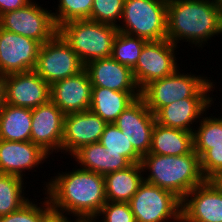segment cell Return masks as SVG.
Segmentation results:
<instances>
[{"label":"cell","instance_id":"7","mask_svg":"<svg viewBox=\"0 0 222 222\" xmlns=\"http://www.w3.org/2000/svg\"><path fill=\"white\" fill-rule=\"evenodd\" d=\"M129 204L136 222H181V200L146 181L140 184Z\"/></svg>","mask_w":222,"mask_h":222},{"label":"cell","instance_id":"26","mask_svg":"<svg viewBox=\"0 0 222 222\" xmlns=\"http://www.w3.org/2000/svg\"><path fill=\"white\" fill-rule=\"evenodd\" d=\"M204 115L193 131V149L199 158L213 146L222 145V116Z\"/></svg>","mask_w":222,"mask_h":222},{"label":"cell","instance_id":"22","mask_svg":"<svg viewBox=\"0 0 222 222\" xmlns=\"http://www.w3.org/2000/svg\"><path fill=\"white\" fill-rule=\"evenodd\" d=\"M105 178V195L108 202H129L144 181L141 163L108 173Z\"/></svg>","mask_w":222,"mask_h":222},{"label":"cell","instance_id":"25","mask_svg":"<svg viewBox=\"0 0 222 222\" xmlns=\"http://www.w3.org/2000/svg\"><path fill=\"white\" fill-rule=\"evenodd\" d=\"M25 178L0 173V217L19 210L29 198L25 197Z\"/></svg>","mask_w":222,"mask_h":222},{"label":"cell","instance_id":"28","mask_svg":"<svg viewBox=\"0 0 222 222\" xmlns=\"http://www.w3.org/2000/svg\"><path fill=\"white\" fill-rule=\"evenodd\" d=\"M147 40L117 32L115 37L111 57L120 64L131 69L136 65L140 57L141 50Z\"/></svg>","mask_w":222,"mask_h":222},{"label":"cell","instance_id":"30","mask_svg":"<svg viewBox=\"0 0 222 222\" xmlns=\"http://www.w3.org/2000/svg\"><path fill=\"white\" fill-rule=\"evenodd\" d=\"M72 156L80 168L105 176L106 151L99 142L80 147Z\"/></svg>","mask_w":222,"mask_h":222},{"label":"cell","instance_id":"27","mask_svg":"<svg viewBox=\"0 0 222 222\" xmlns=\"http://www.w3.org/2000/svg\"><path fill=\"white\" fill-rule=\"evenodd\" d=\"M99 143L105 147L106 152L119 153L131 164L141 163L142 157L134 150L126 136L114 124H107L105 126Z\"/></svg>","mask_w":222,"mask_h":222},{"label":"cell","instance_id":"16","mask_svg":"<svg viewBox=\"0 0 222 222\" xmlns=\"http://www.w3.org/2000/svg\"><path fill=\"white\" fill-rule=\"evenodd\" d=\"M107 123L91 110L64 116L62 153L70 156L80 147L97 143Z\"/></svg>","mask_w":222,"mask_h":222},{"label":"cell","instance_id":"10","mask_svg":"<svg viewBox=\"0 0 222 222\" xmlns=\"http://www.w3.org/2000/svg\"><path fill=\"white\" fill-rule=\"evenodd\" d=\"M177 48L179 47L168 39L147 41L144 44L140 57L132 68L134 80L140 90L151 81L169 76L177 69L180 70L176 62Z\"/></svg>","mask_w":222,"mask_h":222},{"label":"cell","instance_id":"24","mask_svg":"<svg viewBox=\"0 0 222 222\" xmlns=\"http://www.w3.org/2000/svg\"><path fill=\"white\" fill-rule=\"evenodd\" d=\"M32 109L4 103L0 108V140L31 141Z\"/></svg>","mask_w":222,"mask_h":222},{"label":"cell","instance_id":"40","mask_svg":"<svg viewBox=\"0 0 222 222\" xmlns=\"http://www.w3.org/2000/svg\"><path fill=\"white\" fill-rule=\"evenodd\" d=\"M69 222H94V218H75L71 220V216H70Z\"/></svg>","mask_w":222,"mask_h":222},{"label":"cell","instance_id":"17","mask_svg":"<svg viewBox=\"0 0 222 222\" xmlns=\"http://www.w3.org/2000/svg\"><path fill=\"white\" fill-rule=\"evenodd\" d=\"M92 84L88 72H81L50 85V100L65 114L89 110Z\"/></svg>","mask_w":222,"mask_h":222},{"label":"cell","instance_id":"34","mask_svg":"<svg viewBox=\"0 0 222 222\" xmlns=\"http://www.w3.org/2000/svg\"><path fill=\"white\" fill-rule=\"evenodd\" d=\"M199 160L202 175L206 180H209L216 173L222 171V145L213 146Z\"/></svg>","mask_w":222,"mask_h":222},{"label":"cell","instance_id":"9","mask_svg":"<svg viewBox=\"0 0 222 222\" xmlns=\"http://www.w3.org/2000/svg\"><path fill=\"white\" fill-rule=\"evenodd\" d=\"M33 1V2H32ZM31 0L27 5L0 16V27L38 41L41 45L58 33L52 10ZM48 9V10H47Z\"/></svg>","mask_w":222,"mask_h":222},{"label":"cell","instance_id":"23","mask_svg":"<svg viewBox=\"0 0 222 222\" xmlns=\"http://www.w3.org/2000/svg\"><path fill=\"white\" fill-rule=\"evenodd\" d=\"M193 150V133L154 124L150 154L185 155Z\"/></svg>","mask_w":222,"mask_h":222},{"label":"cell","instance_id":"36","mask_svg":"<svg viewBox=\"0 0 222 222\" xmlns=\"http://www.w3.org/2000/svg\"><path fill=\"white\" fill-rule=\"evenodd\" d=\"M31 0H0V16L8 11H14L27 5Z\"/></svg>","mask_w":222,"mask_h":222},{"label":"cell","instance_id":"6","mask_svg":"<svg viewBox=\"0 0 222 222\" xmlns=\"http://www.w3.org/2000/svg\"><path fill=\"white\" fill-rule=\"evenodd\" d=\"M168 0H124L118 31L147 41L167 39Z\"/></svg>","mask_w":222,"mask_h":222},{"label":"cell","instance_id":"5","mask_svg":"<svg viewBox=\"0 0 222 222\" xmlns=\"http://www.w3.org/2000/svg\"><path fill=\"white\" fill-rule=\"evenodd\" d=\"M117 32L114 25L88 19L71 20L58 27V33L84 65L94 59L111 57Z\"/></svg>","mask_w":222,"mask_h":222},{"label":"cell","instance_id":"37","mask_svg":"<svg viewBox=\"0 0 222 222\" xmlns=\"http://www.w3.org/2000/svg\"><path fill=\"white\" fill-rule=\"evenodd\" d=\"M42 222H69V217H67L66 214H61L52 210Z\"/></svg>","mask_w":222,"mask_h":222},{"label":"cell","instance_id":"13","mask_svg":"<svg viewBox=\"0 0 222 222\" xmlns=\"http://www.w3.org/2000/svg\"><path fill=\"white\" fill-rule=\"evenodd\" d=\"M5 103L36 108L50 100V85L34 70L3 76Z\"/></svg>","mask_w":222,"mask_h":222},{"label":"cell","instance_id":"14","mask_svg":"<svg viewBox=\"0 0 222 222\" xmlns=\"http://www.w3.org/2000/svg\"><path fill=\"white\" fill-rule=\"evenodd\" d=\"M64 116L65 114L51 100L33 108L31 142L40 146L49 155L53 152L62 153Z\"/></svg>","mask_w":222,"mask_h":222},{"label":"cell","instance_id":"39","mask_svg":"<svg viewBox=\"0 0 222 222\" xmlns=\"http://www.w3.org/2000/svg\"><path fill=\"white\" fill-rule=\"evenodd\" d=\"M5 103V93H4V81L3 76H0V108Z\"/></svg>","mask_w":222,"mask_h":222},{"label":"cell","instance_id":"29","mask_svg":"<svg viewBox=\"0 0 222 222\" xmlns=\"http://www.w3.org/2000/svg\"><path fill=\"white\" fill-rule=\"evenodd\" d=\"M59 4L52 12L57 27L71 20L89 19L93 0H58Z\"/></svg>","mask_w":222,"mask_h":222},{"label":"cell","instance_id":"19","mask_svg":"<svg viewBox=\"0 0 222 222\" xmlns=\"http://www.w3.org/2000/svg\"><path fill=\"white\" fill-rule=\"evenodd\" d=\"M92 87H102L114 91L141 92L132 69L120 64L112 57L94 59L85 65Z\"/></svg>","mask_w":222,"mask_h":222},{"label":"cell","instance_id":"41","mask_svg":"<svg viewBox=\"0 0 222 222\" xmlns=\"http://www.w3.org/2000/svg\"><path fill=\"white\" fill-rule=\"evenodd\" d=\"M216 4H217V7H218V10H219V13H220V17H221V20H222V0H216Z\"/></svg>","mask_w":222,"mask_h":222},{"label":"cell","instance_id":"15","mask_svg":"<svg viewBox=\"0 0 222 222\" xmlns=\"http://www.w3.org/2000/svg\"><path fill=\"white\" fill-rule=\"evenodd\" d=\"M181 222H222V193L210 180L181 200Z\"/></svg>","mask_w":222,"mask_h":222},{"label":"cell","instance_id":"4","mask_svg":"<svg viewBox=\"0 0 222 222\" xmlns=\"http://www.w3.org/2000/svg\"><path fill=\"white\" fill-rule=\"evenodd\" d=\"M212 81L210 77L192 74L191 71L185 74L177 69L173 74L147 84L141 90V97L155 115L162 107L184 98H213L211 94L216 87Z\"/></svg>","mask_w":222,"mask_h":222},{"label":"cell","instance_id":"32","mask_svg":"<svg viewBox=\"0 0 222 222\" xmlns=\"http://www.w3.org/2000/svg\"><path fill=\"white\" fill-rule=\"evenodd\" d=\"M123 6L124 0H93L91 16L88 20L118 27Z\"/></svg>","mask_w":222,"mask_h":222},{"label":"cell","instance_id":"18","mask_svg":"<svg viewBox=\"0 0 222 222\" xmlns=\"http://www.w3.org/2000/svg\"><path fill=\"white\" fill-rule=\"evenodd\" d=\"M49 156L40 146L31 141L0 140V173L23 178L26 170L30 172L43 165Z\"/></svg>","mask_w":222,"mask_h":222},{"label":"cell","instance_id":"35","mask_svg":"<svg viewBox=\"0 0 222 222\" xmlns=\"http://www.w3.org/2000/svg\"><path fill=\"white\" fill-rule=\"evenodd\" d=\"M131 163L121 154L106 152L105 175L130 166Z\"/></svg>","mask_w":222,"mask_h":222},{"label":"cell","instance_id":"42","mask_svg":"<svg viewBox=\"0 0 222 222\" xmlns=\"http://www.w3.org/2000/svg\"><path fill=\"white\" fill-rule=\"evenodd\" d=\"M94 222H99V219L97 220V218H94Z\"/></svg>","mask_w":222,"mask_h":222},{"label":"cell","instance_id":"8","mask_svg":"<svg viewBox=\"0 0 222 222\" xmlns=\"http://www.w3.org/2000/svg\"><path fill=\"white\" fill-rule=\"evenodd\" d=\"M85 68L76 52L57 33L39 48L34 71L49 85L76 75Z\"/></svg>","mask_w":222,"mask_h":222},{"label":"cell","instance_id":"21","mask_svg":"<svg viewBox=\"0 0 222 222\" xmlns=\"http://www.w3.org/2000/svg\"><path fill=\"white\" fill-rule=\"evenodd\" d=\"M140 96L141 92H123L92 87L89 110L107 124H113L118 116Z\"/></svg>","mask_w":222,"mask_h":222},{"label":"cell","instance_id":"1","mask_svg":"<svg viewBox=\"0 0 222 222\" xmlns=\"http://www.w3.org/2000/svg\"><path fill=\"white\" fill-rule=\"evenodd\" d=\"M61 172L43 187L52 210L73 218H95L107 202L104 176L78 166Z\"/></svg>","mask_w":222,"mask_h":222},{"label":"cell","instance_id":"3","mask_svg":"<svg viewBox=\"0 0 222 222\" xmlns=\"http://www.w3.org/2000/svg\"><path fill=\"white\" fill-rule=\"evenodd\" d=\"M141 165L143 174H146L144 181L170 191L180 200L206 180L194 149L178 156L148 153L142 157Z\"/></svg>","mask_w":222,"mask_h":222},{"label":"cell","instance_id":"33","mask_svg":"<svg viewBox=\"0 0 222 222\" xmlns=\"http://www.w3.org/2000/svg\"><path fill=\"white\" fill-rule=\"evenodd\" d=\"M95 218L102 219L99 222H136L129 202L107 201Z\"/></svg>","mask_w":222,"mask_h":222},{"label":"cell","instance_id":"31","mask_svg":"<svg viewBox=\"0 0 222 222\" xmlns=\"http://www.w3.org/2000/svg\"><path fill=\"white\" fill-rule=\"evenodd\" d=\"M40 200L43 202H40L42 205L29 200L19 210L0 217V222H42L52 208L47 195Z\"/></svg>","mask_w":222,"mask_h":222},{"label":"cell","instance_id":"11","mask_svg":"<svg viewBox=\"0 0 222 222\" xmlns=\"http://www.w3.org/2000/svg\"><path fill=\"white\" fill-rule=\"evenodd\" d=\"M41 44L0 27V76L34 70Z\"/></svg>","mask_w":222,"mask_h":222},{"label":"cell","instance_id":"2","mask_svg":"<svg viewBox=\"0 0 222 222\" xmlns=\"http://www.w3.org/2000/svg\"><path fill=\"white\" fill-rule=\"evenodd\" d=\"M219 34L222 20L216 0H168L167 39L174 45L180 47L182 41L200 49Z\"/></svg>","mask_w":222,"mask_h":222},{"label":"cell","instance_id":"38","mask_svg":"<svg viewBox=\"0 0 222 222\" xmlns=\"http://www.w3.org/2000/svg\"><path fill=\"white\" fill-rule=\"evenodd\" d=\"M216 188L222 193V171L216 173L213 177L209 179Z\"/></svg>","mask_w":222,"mask_h":222},{"label":"cell","instance_id":"20","mask_svg":"<svg viewBox=\"0 0 222 222\" xmlns=\"http://www.w3.org/2000/svg\"><path fill=\"white\" fill-rule=\"evenodd\" d=\"M214 98H184L165 107L156 114V123L169 127L192 132L196 123L203 114L208 113ZM193 123L195 124L193 126Z\"/></svg>","mask_w":222,"mask_h":222},{"label":"cell","instance_id":"12","mask_svg":"<svg viewBox=\"0 0 222 222\" xmlns=\"http://www.w3.org/2000/svg\"><path fill=\"white\" fill-rule=\"evenodd\" d=\"M155 123V115L147 108L145 100L140 96L118 116L113 124L122 131L134 150L143 157L150 151Z\"/></svg>","mask_w":222,"mask_h":222}]
</instances>
